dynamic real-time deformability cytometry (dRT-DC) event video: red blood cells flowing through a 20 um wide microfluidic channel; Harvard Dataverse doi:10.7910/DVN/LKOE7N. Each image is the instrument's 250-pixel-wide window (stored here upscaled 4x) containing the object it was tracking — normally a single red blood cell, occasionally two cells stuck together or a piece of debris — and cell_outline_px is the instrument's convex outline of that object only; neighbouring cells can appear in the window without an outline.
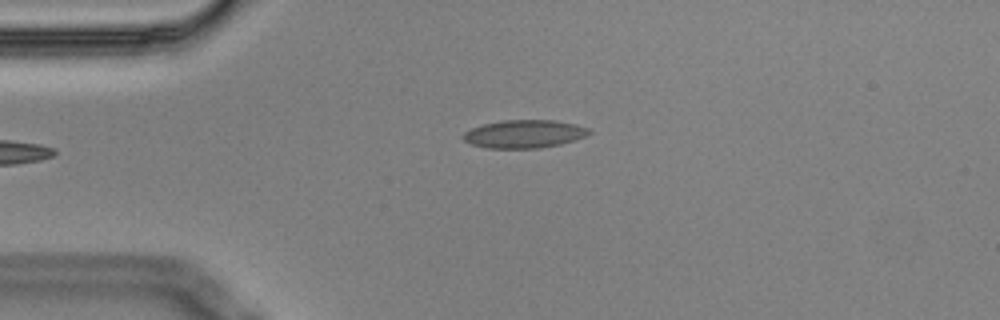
{"species": "Egyptian fruit bat (a non-hibernating species)", "species_latin": "Rousettus aegyptiacus", "temperature_condition": "cold", "stored_images_in_passage": 4, "camera_frame_rate_fps": 3000, "um_per_image_px": 0.085, "animal": {"sex": "male"}, "frame": {"image": 1, "passage_image": 4, "time_ms": 1.0, "image_size_px": [1000, 320], "cell_outline_px": [[592, 132], [576, 140], [560, 144], [540, 148], [488, 148], [472, 144], [464, 140], [460, 136], [464, 132], [472, 128], [484, 124], [504, 120], [552, 120], [576, 124], [588, 128]], "centroid_in_image_um": [44.56, 11.38], "position_along_channel_um": 40.4, "area_um2": 20.52}}